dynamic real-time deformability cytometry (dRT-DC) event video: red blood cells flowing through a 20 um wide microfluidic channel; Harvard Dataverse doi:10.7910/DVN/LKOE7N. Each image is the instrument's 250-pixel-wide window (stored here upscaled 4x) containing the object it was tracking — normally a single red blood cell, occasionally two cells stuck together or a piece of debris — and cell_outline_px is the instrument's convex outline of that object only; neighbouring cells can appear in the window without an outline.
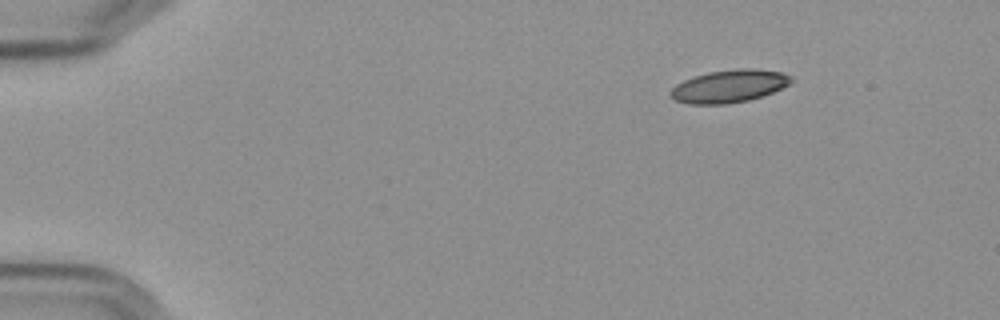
{"species": "Egyptian fruit bat (a non-hibernating species)", "species_latin": "Rousettus aegyptiacus", "temperature_condition": "cold", "stored_images_in_passage": 50, "camera_frame_rate_fps": 3000, "um_per_image_px": 0.085, "frame": {"image": 1, "passage_image": 1, "time_ms": 0.0, "image_size_px": [1000, 320], "cell_outline_px": [[792, 80], [788, 84], [772, 92], [748, 100], [724, 104], [688, 104], [676, 100], [668, 96], [668, 92], [676, 84], [692, 76], [708, 72], [736, 68], [756, 68], [780, 72], [792, 76]], "centroid_in_image_um": [61.92, 7.31], "position_along_channel_um": 23.1, "area_um2": 23.0}}
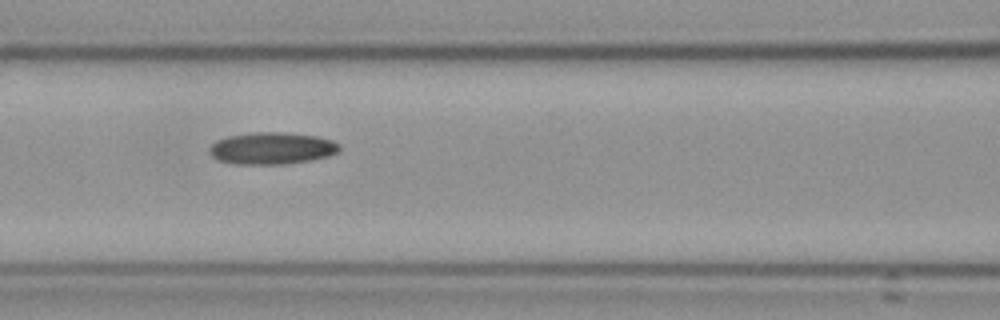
{"frame": {"image": 2, "passage_image": 19, "time_ms": 6.0, "image_size_px": [1000, 320], "cell_outline_px": [[340, 152], [328, 156], [312, 160], [284, 164], [236, 164], [216, 160], [208, 152], [208, 148], [216, 140], [228, 136], [252, 132], [284, 132], [316, 136], [332, 140], [340, 144]], "centroid_in_image_um": [23.1, 12.6], "position_along_channel_um": 143.5, "area_um2": 24.51}}
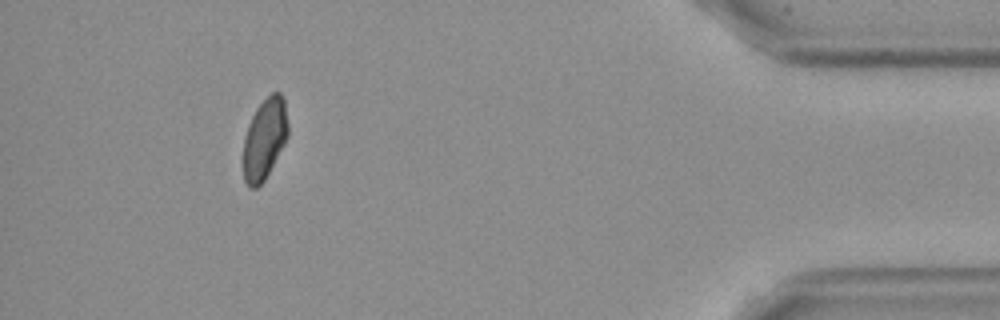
{"frame": {"image": 3, "passage_image": 46, "time_ms": 15.0, "image_size_px": [1000, 320], "cell_outline_px": [[288, 136], [284, 144], [264, 180], [256, 188], [248, 188], [244, 180], [244, 136], [248, 124], [256, 108], [272, 92], [280, 92], [284, 100], [288, 124]], "centroid_in_image_um": [22.49, 11.8], "position_along_channel_um": 412.7, "area_um2": 20.92}}